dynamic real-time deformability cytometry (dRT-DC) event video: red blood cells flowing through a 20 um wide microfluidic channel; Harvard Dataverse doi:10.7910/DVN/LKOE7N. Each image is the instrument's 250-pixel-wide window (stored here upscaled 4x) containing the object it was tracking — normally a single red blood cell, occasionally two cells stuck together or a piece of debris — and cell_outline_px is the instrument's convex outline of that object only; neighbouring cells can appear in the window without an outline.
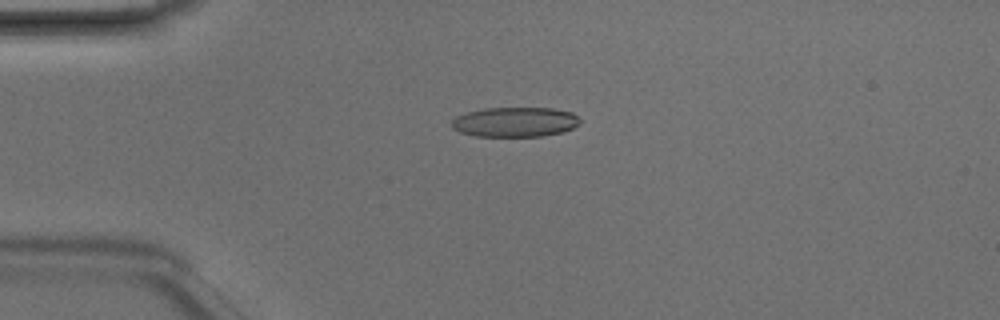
{"species": "Egyptian fruit bat (a non-hibernating species)", "species_latin": "Rousettus aegyptiacus", "temperature_condition": "room temperature", "stored_images_in_passage": 6, "camera_frame_rate_fps": 3000, "um_per_image_px": 0.085, "animal": {"sex": "male"}, "frame": {"image": 1, "passage_image": 4, "time_ms": 1.0, "image_size_px": [1000, 320], "cell_outline_px": [[580, 124], [564, 132], [540, 136], [476, 136], [460, 132], [452, 128], [452, 120], [456, 116], [468, 112], [484, 108], [552, 108], [572, 112], [580, 120]], "centroid_in_image_um": [43.78, 10.37], "position_along_channel_um": 41.2, "area_um2": 22.25}}